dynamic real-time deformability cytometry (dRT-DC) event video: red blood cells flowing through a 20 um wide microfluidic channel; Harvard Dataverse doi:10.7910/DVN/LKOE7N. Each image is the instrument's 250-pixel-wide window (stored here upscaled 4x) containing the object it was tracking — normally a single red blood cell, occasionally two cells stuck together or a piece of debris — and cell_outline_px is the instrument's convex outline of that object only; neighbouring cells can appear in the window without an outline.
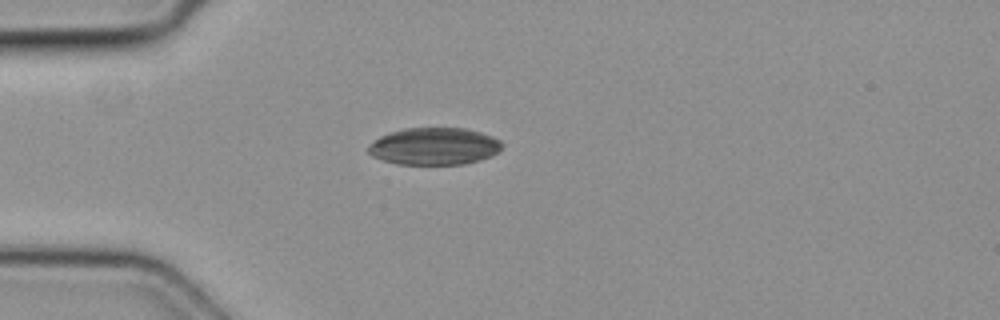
{"species": "common noctule bat (a hibernating species)", "species_latin": "Nyctalus noctula", "temperature_condition": "cold", "stored_images_in_passage": 31, "camera_frame_rate_fps": 3000, "um_per_image_px": 0.085, "animal": {"sex": "female", "body_mass_g": 19.3, "forearm_length_mm": 54.1}, "frame": {"image": 1, "passage_image": 1, "time_ms": 0.0, "image_size_px": [1000, 320], "cell_outline_px": [[504, 144], [500, 152], [492, 156], [480, 160], [464, 164], [396, 164], [372, 156], [368, 152], [368, 144], [380, 136], [404, 128], [464, 128], [480, 132], [492, 136], [500, 140]], "centroid_in_image_um": [36.94, 12.43], "position_along_channel_um": 48.1, "area_um2": 29.13}}
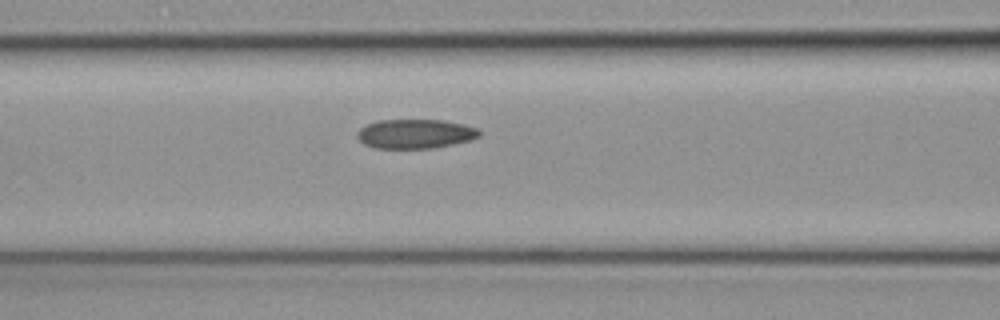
{"frame": {"image": 2, "passage_image": 8, "time_ms": 2.333, "image_size_px": [1000, 320], "cell_outline_px": [[480, 136], [472, 140], [432, 148], [376, 148], [364, 144], [356, 136], [356, 132], [360, 128], [376, 120], [440, 120], [464, 124], [480, 128]], "centroid_in_image_um": [35.31, 11.37], "position_along_channel_um": 131.3, "area_um2": 20.92}}
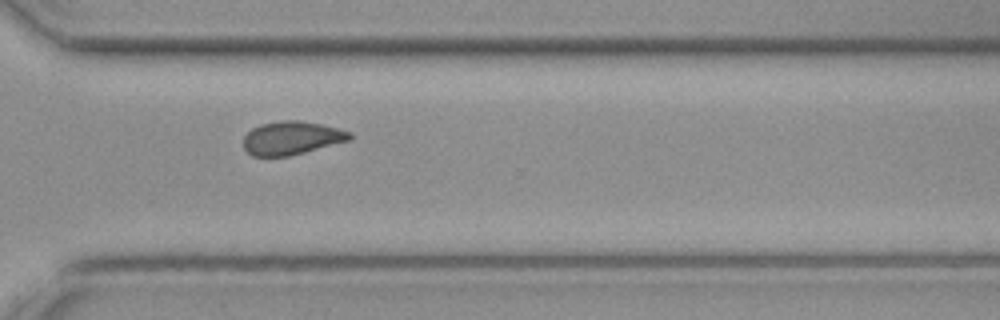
{"frame": {"image": 3, "passage_image": 23, "time_ms": 7.333, "image_size_px": [1000, 320], "cell_outline_px": [[352, 140], [288, 156], [252, 156], [244, 148], [244, 136], [252, 128], [260, 124], [284, 120], [300, 120], [320, 124], [352, 132]], "centroid_in_image_um": [24.8, 11.73], "position_along_channel_um": 345.8, "area_um2": 20.63}}